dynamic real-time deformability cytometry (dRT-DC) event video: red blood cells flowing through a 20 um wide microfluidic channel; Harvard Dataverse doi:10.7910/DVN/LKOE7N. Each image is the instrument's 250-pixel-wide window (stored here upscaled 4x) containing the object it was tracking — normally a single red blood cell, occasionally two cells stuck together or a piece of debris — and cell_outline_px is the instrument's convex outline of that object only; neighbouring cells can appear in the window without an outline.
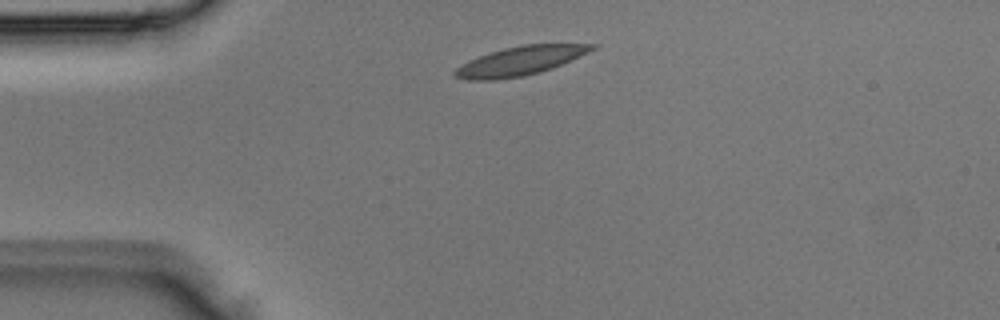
{"species": "Egyptian fruit bat (a non-hibernating species)", "species_latin": "Rousettus aegyptiacus", "temperature_condition": "room temperature", "stored_images_in_passage": 1, "camera_frame_rate_fps": 3000, "um_per_image_px": 0.085, "animal": {"sex": "male"}, "frame": {"image": 1, "passage_image": 1, "time_ms": 0.0, "image_size_px": [1000, 320], "cell_outline_px": [[600, 44], [596, 48], [588, 52], [552, 68], [540, 72], [524, 76], [496, 80], [468, 80], [452, 76], [452, 72], [456, 68], [468, 60], [504, 48], [524, 44]], "centroid_in_image_um": [44.17, 5.19], "position_along_channel_um": 40.8, "area_um2": 23.0}}